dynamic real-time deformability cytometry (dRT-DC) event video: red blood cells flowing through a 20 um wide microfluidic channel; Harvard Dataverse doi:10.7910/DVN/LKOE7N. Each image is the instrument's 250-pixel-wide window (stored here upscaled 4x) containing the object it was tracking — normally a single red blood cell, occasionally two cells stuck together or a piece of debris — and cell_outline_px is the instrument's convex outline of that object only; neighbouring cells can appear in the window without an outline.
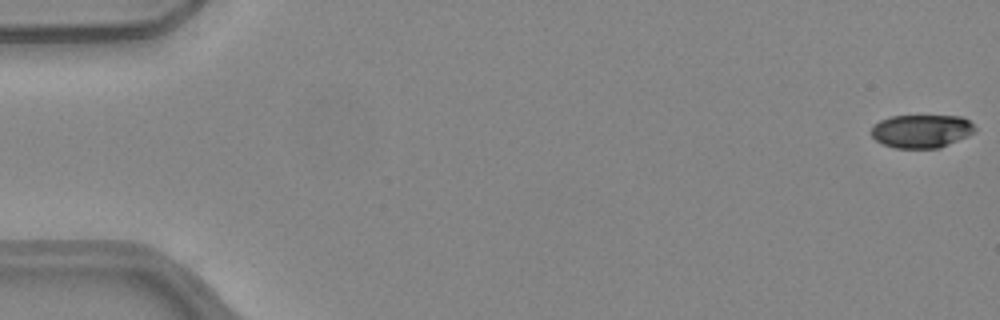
{"species": "common noctule bat (a hibernating species)", "species_latin": "Nyctalus noctula", "temperature_condition": "warm", "stored_images_in_passage": 14, "camera_frame_rate_fps": 3000, "um_per_image_px": 0.085, "animal": {"sex": "female", "body_mass_g": 24.6, "forearm_length_mm": 56.2}, "frame": {"image": 1, "passage_image": 1, "time_ms": 0.0, "image_size_px": [1000, 320], "cell_outline_px": [[976, 132], [968, 136], [940, 148], [896, 148], [884, 144], [876, 140], [872, 136], [872, 128], [880, 120], [892, 116], [960, 116], [968, 120], [976, 128]], "centroid_in_image_um": [78.36, 11.15], "position_along_channel_um": 6.6, "area_um2": 20.0}}
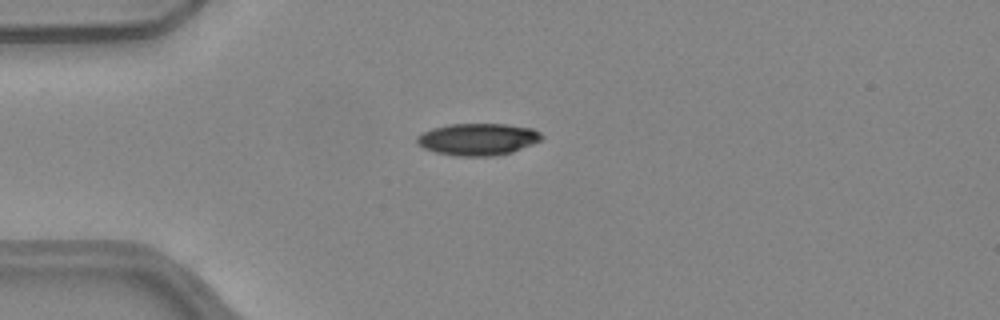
{"frame": {"image": 2, "passage_image": 14, "time_ms": 4.333, "image_size_px": [1000, 320], "cell_outline_px": [[544, 136], [540, 140], [532, 144], [512, 152], [496, 156], [456, 156], [436, 152], [424, 148], [416, 144], [416, 136], [432, 128], [448, 124], [504, 124], [532, 128], [540, 132]], "centroid_in_image_um": [40.6, 11.84], "position_along_channel_um": 44.4, "area_um2": 23.29}}